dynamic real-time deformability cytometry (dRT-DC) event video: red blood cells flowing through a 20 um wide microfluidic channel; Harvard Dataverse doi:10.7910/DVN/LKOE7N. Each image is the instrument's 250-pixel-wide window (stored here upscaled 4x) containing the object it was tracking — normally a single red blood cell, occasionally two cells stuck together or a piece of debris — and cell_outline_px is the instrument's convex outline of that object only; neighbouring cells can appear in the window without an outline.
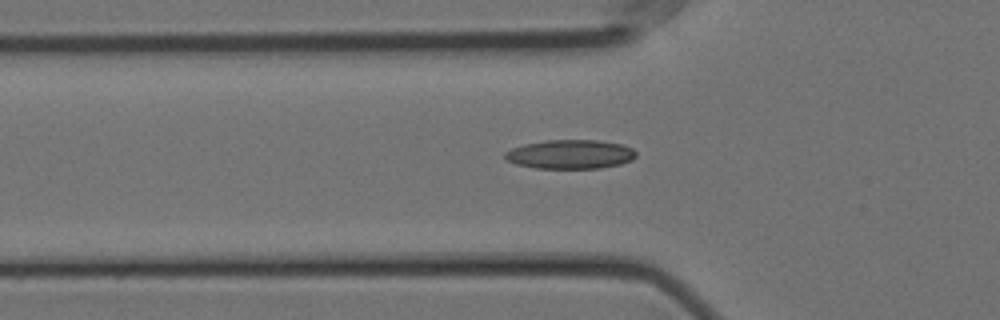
{"species": "Egyptian fruit bat (a non-hibernating species)", "species_latin": "Rousettus aegyptiacus", "temperature_condition": "cold", "stored_images_in_passage": 39, "camera_frame_rate_fps": 3000, "um_per_image_px": 0.085, "animal": {"sex": "female"}, "frame": {"image": 1, "passage_image": 5, "time_ms": 1.333, "image_size_px": [1000, 320], "cell_outline_px": [[636, 156], [632, 160], [620, 164], [600, 168], [536, 168], [516, 164], [508, 160], [504, 156], [504, 152], [512, 148], [524, 144], [544, 140], [600, 140], [620, 144], [632, 148], [636, 152]], "centroid_in_image_um": [48.47, 13.11], "position_along_channel_um": 77.3, "area_um2": 22.2}}
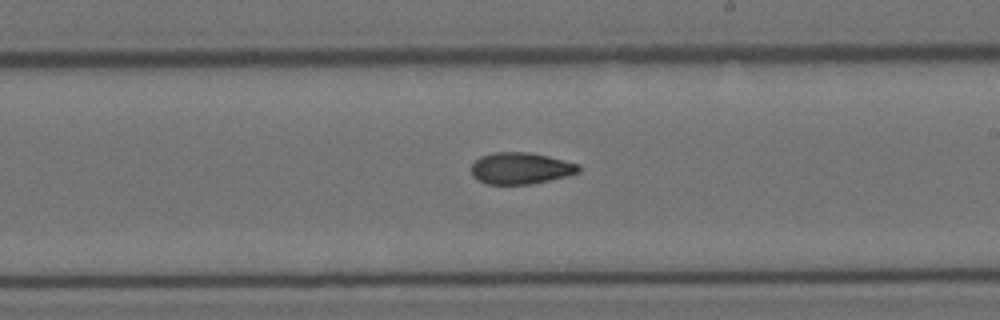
{"frame": {"image": 2, "passage_image": 19, "time_ms": 6.0, "image_size_px": [1000, 320], "cell_outline_px": [[580, 172], [532, 184], [488, 184], [476, 180], [472, 176], [472, 164], [480, 156], [492, 152], [528, 152], [548, 156], [580, 164]], "centroid_in_image_um": [44.23, 14.3], "position_along_channel_um": 244.8, "area_um2": 19.77}}
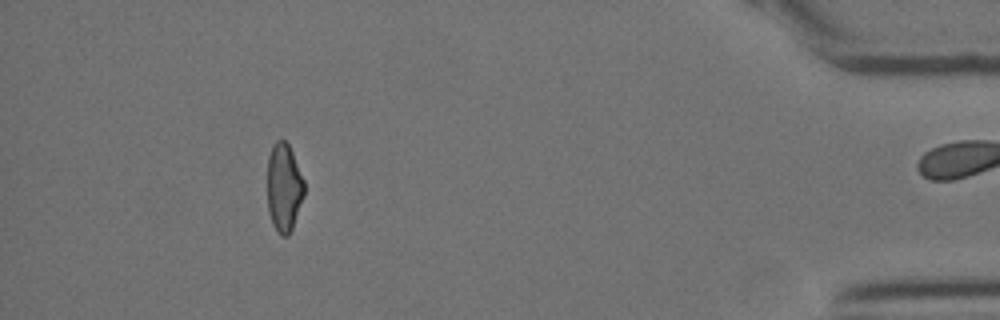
{"frame": {"image": 3, "passage_image": 38, "time_ms": 12.333, "image_size_px": [1000, 320], "cell_outline_px": [[304, 196], [292, 228], [288, 236], [280, 236], [276, 232], [272, 224], [268, 212], [268, 156], [272, 144], [276, 140], [284, 140], [288, 144], [292, 152], [304, 180]], "centroid_in_image_um": [24.12, 15.96], "position_along_channel_um": 411.1, "area_um2": 19.07}, "authors_computed_cell_mechanics": {"area_um2": 20.0566, "velocity_mm_per_s": 3.5605, "shape_relaxation_time_tau1_ms": 9.7072, "shape_relaxation_time_tau2_ms": 4.9545, "deformation_change_tau1": 0.2127, "deformation_change_tau2": 0.1074}}